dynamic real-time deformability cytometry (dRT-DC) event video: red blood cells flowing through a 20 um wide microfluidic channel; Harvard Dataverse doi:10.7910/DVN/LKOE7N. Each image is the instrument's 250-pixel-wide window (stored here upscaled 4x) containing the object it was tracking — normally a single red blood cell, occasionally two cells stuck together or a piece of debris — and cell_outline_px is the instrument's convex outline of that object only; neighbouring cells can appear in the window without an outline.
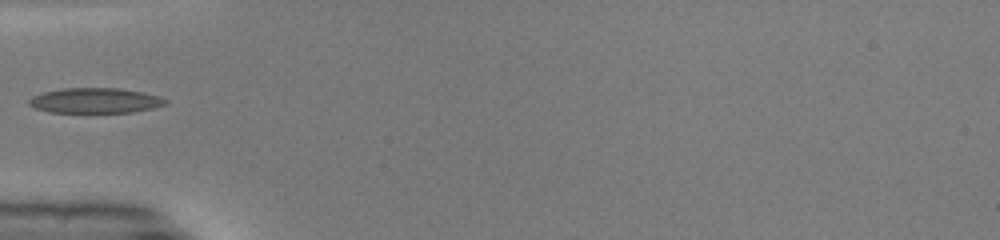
{"species": "common noctule bat (a hibernating species)", "species_latin": "Nyctalus noctula", "temperature_condition": "warm", "stored_images_in_passage": 33, "camera_frame_rate_fps": 3000, "um_per_image_px": 0.085, "animal": {"sex": "male", "body_mass_g": 19.0, "forearm_length_mm": 50.8}, "frame": {"image": 1, "passage_image": 1, "time_ms": 0.0, "image_size_px": [1000, 240], "cell_outline_px": [[168, 104], [152, 108], [132, 112], [48, 112], [36, 108], [28, 104], [28, 100], [32, 96], [44, 92], [64, 88], [120, 88], [144, 92], [168, 100]], "centroid_in_image_um": [8.09, 8.54], "position_along_channel_um": 76.9, "area_um2": 19.94}}
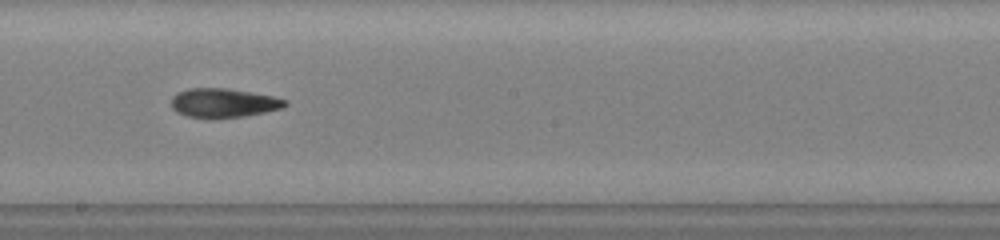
{"frame": {"image": 2, "passage_image": 12, "time_ms": 3.667, "image_size_px": [1000, 240], "cell_outline_px": [[288, 104], [280, 108], [264, 112], [244, 116], [208, 120], [188, 116], [176, 112], [172, 108], [172, 96], [176, 92], [188, 88], [228, 88], [272, 96], [288, 100]], "centroid_in_image_um": [18.95, 8.76], "position_along_channel_um": 229.3, "area_um2": 19.59}}
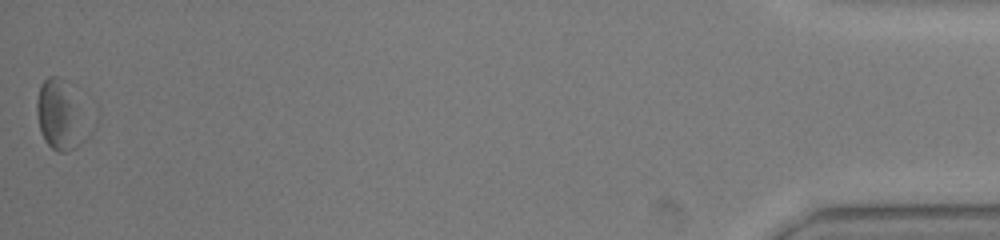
{"frame": {"image": 3, "passage_image": 33, "time_ms": 10.667, "image_size_px": [1000, 240], "cell_outline_px": [[92, 136], [72, 148], [64, 152], [60, 152], [52, 148], [44, 140], [40, 132], [36, 112], [36, 100], [40, 84], [48, 76], [60, 76], [80, 108], [92, 128]], "centroid_in_image_um": [5.13, 9.86], "position_along_channel_um": 430.1, "area_um2": 20.63}}